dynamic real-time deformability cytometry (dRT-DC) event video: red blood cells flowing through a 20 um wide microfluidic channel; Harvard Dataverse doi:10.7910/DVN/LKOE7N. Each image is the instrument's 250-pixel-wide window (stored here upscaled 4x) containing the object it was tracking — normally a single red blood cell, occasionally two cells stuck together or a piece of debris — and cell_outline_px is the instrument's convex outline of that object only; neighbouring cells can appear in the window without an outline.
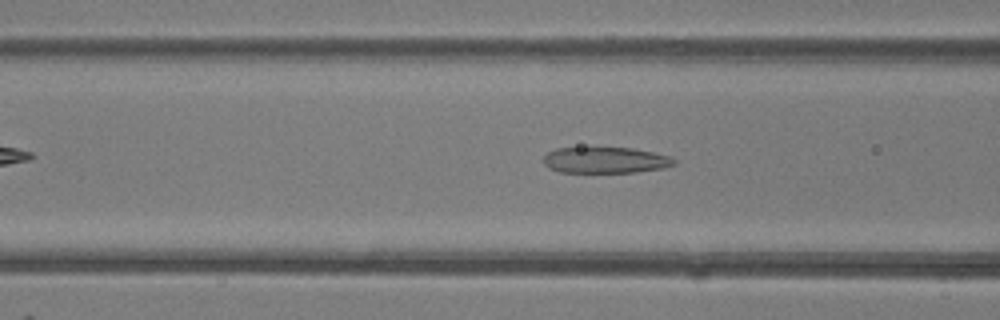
{"species": "common noctule bat (a hibernating species)", "species_latin": "Nyctalus noctula", "temperature_condition": "room temperature", "stored_images_in_passage": 39, "camera_frame_rate_fps": 3000, "um_per_image_px": 0.085, "animal": {"sex": "female"}, "frame": {"image": 1, "passage_image": 14, "time_ms": 4.333, "image_size_px": [1000, 320], "cell_outline_px": [[676, 164], [664, 168], [636, 172], [560, 172], [548, 168], [544, 164], [544, 156], [548, 152], [556, 148], [632, 148], [672, 156], [676, 160]], "centroid_in_image_um": [51.49, 13.61], "position_along_channel_um": 115.1, "area_um2": 19.88}}
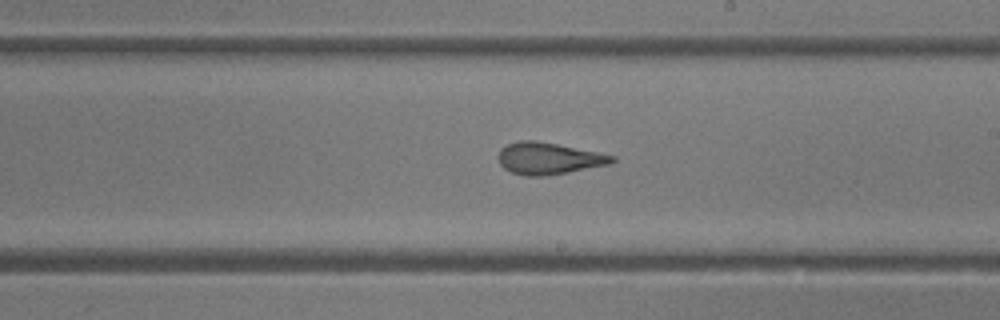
{"frame": {"image": 2, "passage_image": 23, "time_ms": 7.333, "image_size_px": [1000, 320], "cell_outline_px": [[616, 160], [608, 164], [568, 172], [544, 176], [524, 176], [512, 172], [504, 168], [500, 164], [500, 148], [508, 144], [520, 140], [536, 140], [616, 156]], "centroid_in_image_um": [46.62, 13.47], "position_along_channel_um": 242.4, "area_um2": 20.75}}
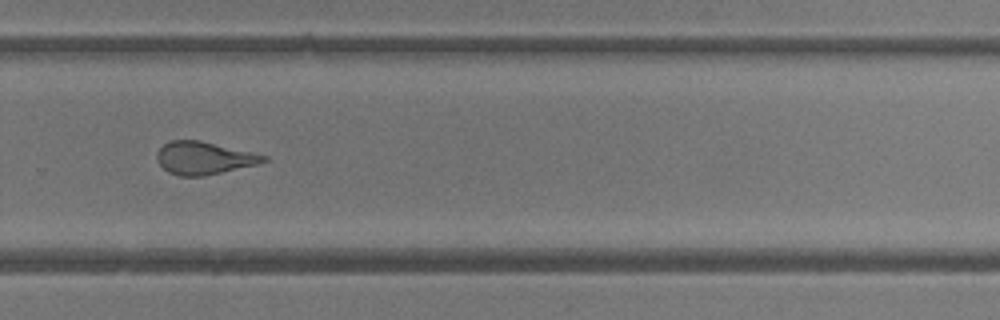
{"frame": {"image": 3, "passage_image": 28, "time_ms": 9.0, "image_size_px": [1000, 320], "cell_outline_px": [[268, 160], [260, 164], [204, 176], [180, 176], [168, 172], [156, 160], [156, 152], [164, 144], [172, 140], [200, 140], [268, 156]], "centroid_in_image_um": [17.34, 13.44], "position_along_channel_um": 312.5, "area_um2": 20.35}, "authors_computed_cell_mechanics": {"area_um2": 22.0218, "velocity_mm_per_s": 4.2265, "shape_relaxation_time_tau1_ms": 7.3033, "shape_relaxation_time_tau2_ms": 0.8637, "deformation_change_tau1": 0.2444, "deformation_change_tau2": 0.0955}}